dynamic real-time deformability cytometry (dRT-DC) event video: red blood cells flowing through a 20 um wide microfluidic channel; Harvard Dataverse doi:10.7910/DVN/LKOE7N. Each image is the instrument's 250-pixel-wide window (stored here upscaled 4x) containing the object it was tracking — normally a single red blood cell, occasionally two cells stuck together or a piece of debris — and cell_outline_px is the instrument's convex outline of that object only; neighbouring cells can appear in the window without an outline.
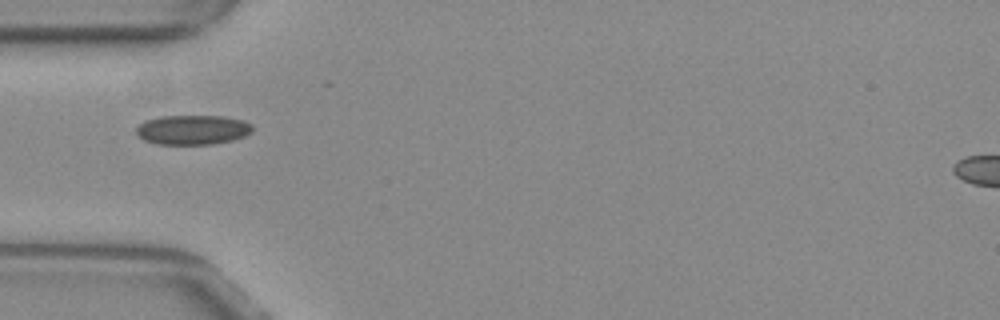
{"species": "common noctule bat (a hibernating species)", "species_latin": "Nyctalus noctula", "temperature_condition": "warm", "stored_images_in_passage": 37, "camera_frame_rate_fps": 3000, "um_per_image_px": 0.085, "animal": {"sex": "female", "body_mass_g": 29.2, "forearm_length_mm": 56.3}, "frame": {"image": 1, "passage_image": 1, "time_ms": 0.0, "image_size_px": [1000, 320], "cell_outline_px": [[252, 132], [244, 136], [232, 140], [212, 144], [156, 144], [144, 140], [136, 132], [136, 128], [144, 120], [160, 116], [224, 116], [244, 120], [252, 124]], "centroid_in_image_um": [16.38, 11.02], "position_along_channel_um": 68.6, "area_um2": 20.11}}
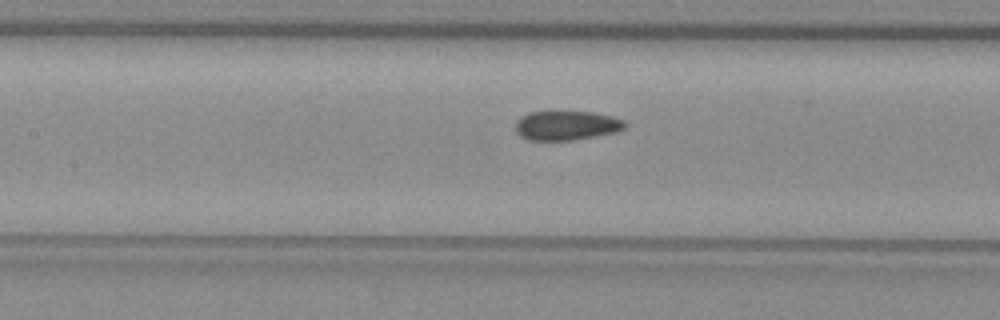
{"frame": {"image": 2, "passage_image": 8, "time_ms": 2.333, "image_size_px": [1000, 320], "cell_outline_px": [[628, 124], [624, 128], [616, 132], [596, 136], [572, 140], [528, 140], [520, 136], [516, 132], [516, 120], [520, 116], [528, 112], [548, 108], [556, 108], [592, 112], [612, 116], [624, 120]], "centroid_in_image_um": [48.1, 10.6], "position_along_channel_um": 159.3, "area_um2": 19.83}}
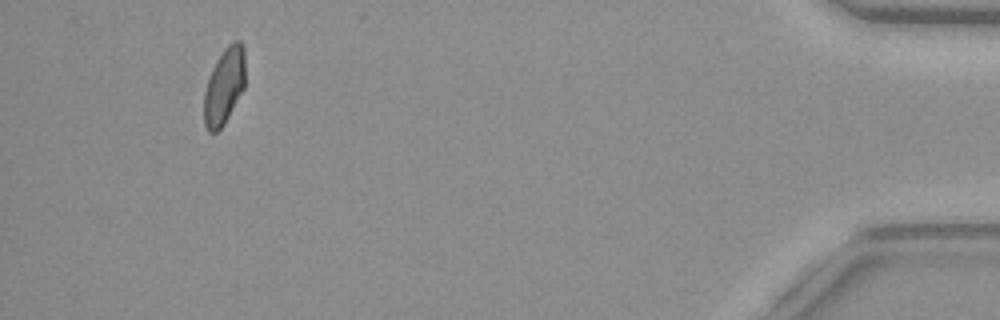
{"frame": {"image": 3, "passage_image": 34, "time_ms": 11.0, "image_size_px": [1000, 320], "cell_outline_px": [[244, 88], [224, 124], [216, 132], [208, 132], [204, 124], [204, 92], [212, 68], [216, 60], [224, 48], [228, 44], [236, 40], [240, 40], [244, 44]], "centroid_in_image_um": [19.05, 7.3], "position_along_channel_um": 416.1, "area_um2": 18.32}, "authors_computed_cell_mechanics": {"area_um2": 19.074, "velocity_mm_per_s": 3.847, "shape_relaxation_time_tau1_ms": null, "shape_relaxation_time_tau2_ms": 1.7609, "deformation_change_tau1": null, "deformation_change_tau2": 0.0506}}